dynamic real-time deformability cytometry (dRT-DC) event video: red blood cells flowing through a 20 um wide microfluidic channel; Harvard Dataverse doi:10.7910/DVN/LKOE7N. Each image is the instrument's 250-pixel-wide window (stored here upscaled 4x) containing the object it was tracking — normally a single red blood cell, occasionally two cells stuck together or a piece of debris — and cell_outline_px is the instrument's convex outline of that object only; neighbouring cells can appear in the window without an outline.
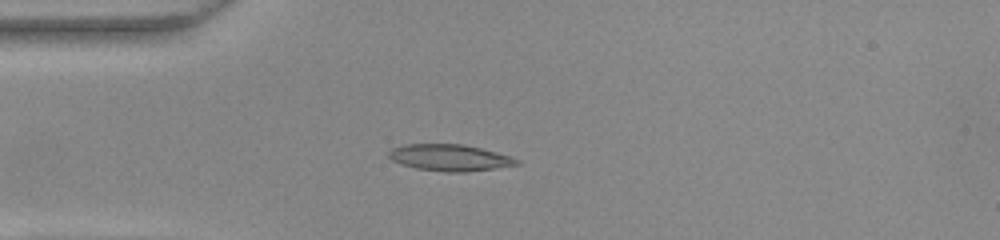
{"species": "common noctule bat (a hibernating species)", "species_latin": "Nyctalus noctula", "temperature_condition": "warm", "stored_images_in_passage": 40, "camera_frame_rate_fps": 3000, "um_per_image_px": 0.085, "animal": {"sex": "female", "body_mass_g": 22.0, "forearm_length_mm": 56.7}, "frame": {"image": 1, "passage_image": 1, "time_ms": 0.0, "image_size_px": [1000, 240], "cell_outline_px": [[520, 164], [496, 168], [468, 172], [444, 172], [416, 168], [400, 164], [392, 160], [388, 156], [388, 152], [392, 148], [404, 144], [464, 144], [512, 156], [520, 160]], "centroid_in_image_um": [38.23, 13.4], "position_along_channel_um": 46.8, "area_um2": 19.94}}
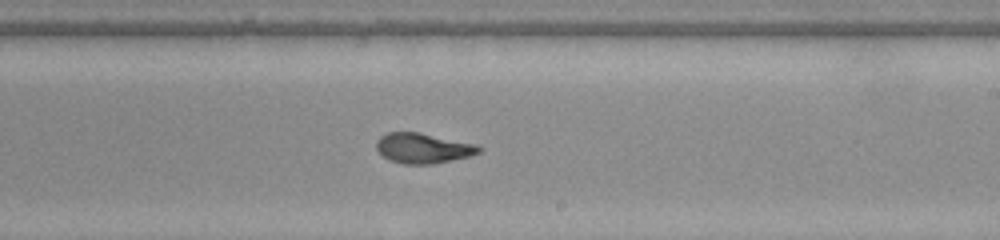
{"frame": {"image": 2, "passage_image": 18, "time_ms": 5.667, "image_size_px": [1000, 240], "cell_outline_px": [[484, 148], [480, 152], [468, 156], [452, 160], [432, 164], [404, 164], [388, 160], [380, 156], [376, 148], [376, 140], [380, 136], [388, 132], [420, 132], [480, 144]], "centroid_in_image_um": [35.96, 12.59], "position_along_channel_um": 253.0, "area_um2": 18.5}}
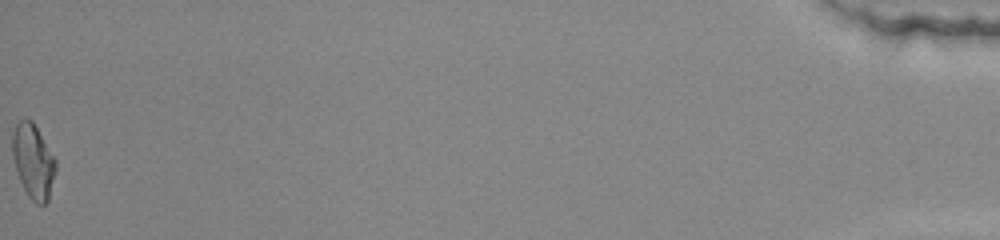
{"frame": {"image": 3, "passage_image": 40, "time_ms": 13.0, "image_size_px": [1000, 240], "cell_outline_px": [[56, 172], [48, 200], [44, 204], [36, 204], [28, 196], [16, 172], [12, 156], [12, 132], [16, 124], [20, 120], [32, 120], [56, 160]], "centroid_in_image_um": [2.82, 13.72], "position_along_channel_um": 432.4, "area_um2": 18.73}, "authors_computed_cell_mechanics": {"area_um2": 18.2359, "velocity_mm_per_s": 3.8917, "shape_relaxation_time_tau1_ms": 8.8129, "shape_relaxation_time_tau2_ms": 1.5978, "deformation_change_tau1": 0.3054, "deformation_change_tau2": 0.0848}}